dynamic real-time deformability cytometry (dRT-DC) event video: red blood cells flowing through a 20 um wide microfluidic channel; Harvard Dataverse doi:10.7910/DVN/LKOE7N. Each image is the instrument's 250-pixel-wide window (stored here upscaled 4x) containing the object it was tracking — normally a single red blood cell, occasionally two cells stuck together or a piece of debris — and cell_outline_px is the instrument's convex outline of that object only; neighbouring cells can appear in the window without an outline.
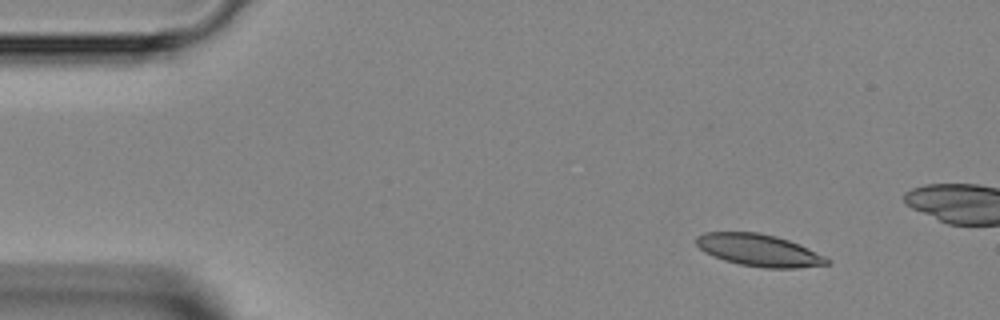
{"species": "Egyptian fruit bat (a non-hibernating species)", "species_latin": "Rousettus aegyptiacus", "temperature_condition": "room temperature", "stored_images_in_passage": 14, "camera_frame_rate_fps": 3000, "um_per_image_px": 0.085, "animal": {"sex": "female"}, "frame": {"image": 1, "passage_image": 5, "time_ms": 1.333, "image_size_px": [1000, 320], "cell_outline_px": [[832, 260], [828, 264], [796, 268], [764, 268], [740, 264], [724, 260], [704, 252], [696, 244], [696, 236], [704, 232], [760, 232], [776, 236], [800, 244]], "centroid_in_image_um": [64.5, 21.26], "position_along_channel_um": 20.5, "area_um2": 24.45}}